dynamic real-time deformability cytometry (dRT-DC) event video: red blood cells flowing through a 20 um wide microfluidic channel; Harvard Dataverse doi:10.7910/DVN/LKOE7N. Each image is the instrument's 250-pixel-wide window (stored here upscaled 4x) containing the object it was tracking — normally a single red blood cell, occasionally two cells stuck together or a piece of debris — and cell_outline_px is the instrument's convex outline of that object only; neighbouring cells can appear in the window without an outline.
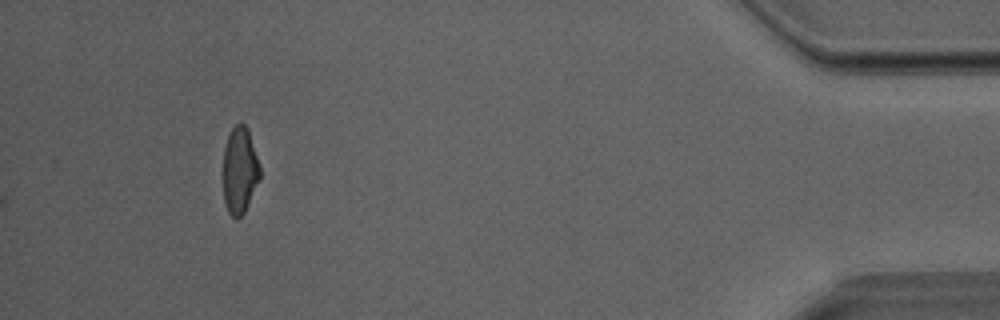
{"species": "Egyptian fruit bat (a non-hibernating species)", "species_latin": "Rousettus aegyptiacus", "temperature_condition": "room temperature", "stored_images_in_passage": 28, "camera_frame_rate_fps": 3000, "um_per_image_px": 0.085, "animal": {"sex": "male"}, "frame": {"image": 1, "passage_image": 28, "time_ms": 9.0, "image_size_px": [1000, 320], "cell_outline_px": [[260, 176], [244, 212], [236, 220], [228, 212], [224, 204], [224, 148], [228, 136], [232, 128], [240, 120], [248, 128], [260, 168]], "centroid_in_image_um": [20.36, 14.46], "position_along_channel_um": 414.8, "area_um2": 18.32}}